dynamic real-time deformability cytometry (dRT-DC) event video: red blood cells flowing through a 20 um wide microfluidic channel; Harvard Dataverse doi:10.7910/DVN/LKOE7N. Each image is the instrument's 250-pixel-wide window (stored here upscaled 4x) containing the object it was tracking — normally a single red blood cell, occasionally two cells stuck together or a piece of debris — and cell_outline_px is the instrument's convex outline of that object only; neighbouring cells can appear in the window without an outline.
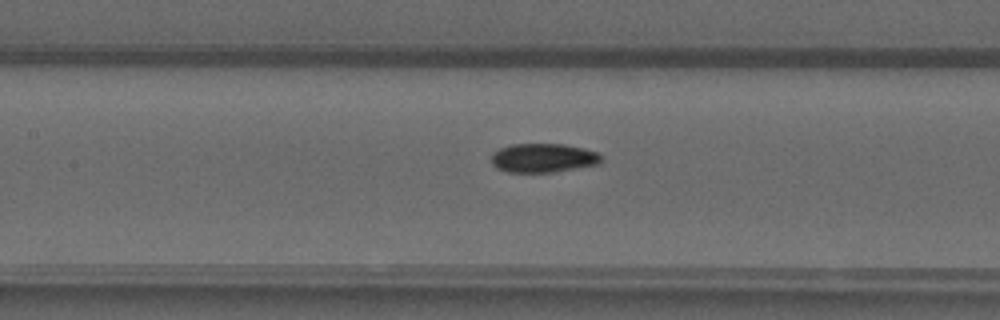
{"species": "common noctule bat (a hibernating species)", "species_latin": "Nyctalus noctula", "temperature_condition": "warm", "stored_images_in_passage": 36, "camera_frame_rate_fps": 3000, "um_per_image_px": 0.085, "animal": {"sex": "male", "forearm_length_mm": 52.5}, "frame": {"image": 1, "passage_image": 9, "time_ms": 2.667, "image_size_px": [1000, 320], "cell_outline_px": [[600, 164], [552, 172], [508, 172], [496, 168], [492, 164], [492, 152], [500, 148], [512, 144], [564, 144], [584, 148], [600, 152]], "centroid_in_image_um": [46.17, 13.42], "position_along_channel_um": 161.2, "area_um2": 18.61}}
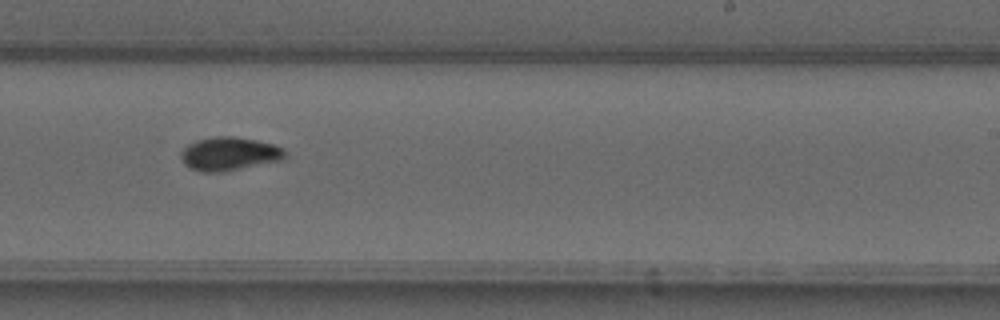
{"frame": {"image": 2, "passage_image": 17, "time_ms": 5.333, "image_size_px": [1000, 320], "cell_outline_px": [[284, 156], [280, 160], [224, 172], [200, 172], [184, 164], [180, 156], [180, 152], [188, 144], [196, 140], [216, 136], [236, 136], [256, 140], [272, 144], [284, 148]], "centroid_in_image_um": [19.44, 13.07], "position_along_channel_um": 269.6, "area_um2": 20.23}}
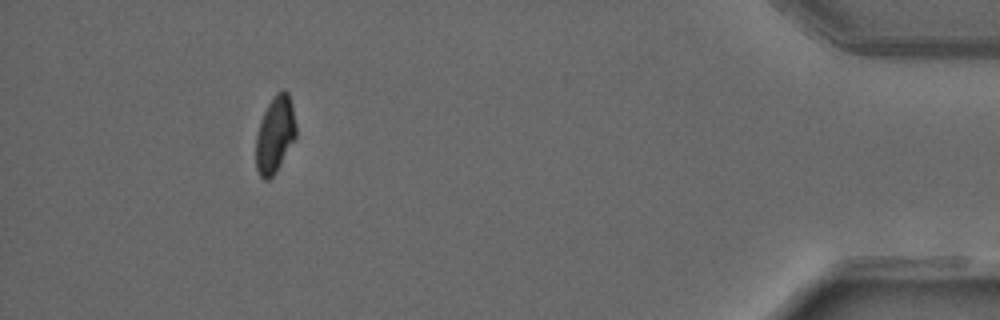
{"frame": {"image": 3, "passage_image": 32, "time_ms": 10.333, "image_size_px": [1000, 320], "cell_outline_px": [[296, 136], [276, 172], [268, 180], [264, 180], [260, 176], [256, 168], [256, 136], [264, 112], [268, 104], [276, 92], [280, 88], [284, 88], [288, 92], [296, 124]], "centroid_in_image_um": [23.37, 11.42], "position_along_channel_um": 411.8, "area_um2": 17.8}, "authors_computed_cell_mechanics": {"area_um2": 18.7561, "velocity_mm_per_s": 4.0763, "shape_relaxation_time_tau1_ms": null, "shape_relaxation_time_tau2_ms": 2.2635, "deformation_change_tau1": null, "deformation_change_tau2": 0.0327}}